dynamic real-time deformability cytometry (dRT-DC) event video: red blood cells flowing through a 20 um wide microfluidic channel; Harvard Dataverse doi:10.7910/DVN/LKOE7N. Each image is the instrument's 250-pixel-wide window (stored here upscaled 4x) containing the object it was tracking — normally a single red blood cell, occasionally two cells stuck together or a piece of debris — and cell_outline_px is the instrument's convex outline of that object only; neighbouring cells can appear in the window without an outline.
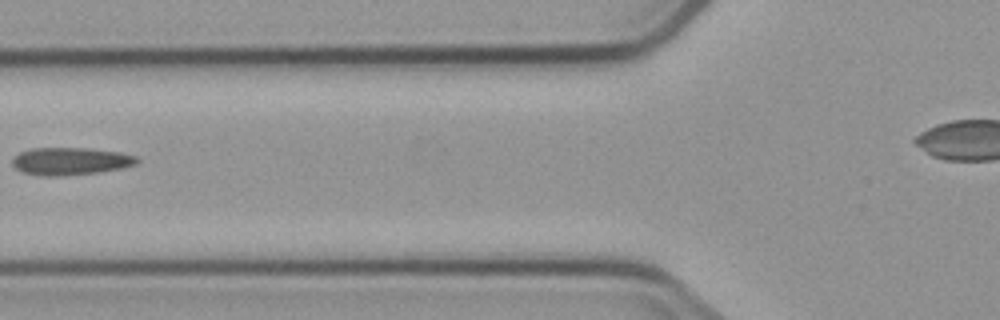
{"species": "common noctule bat (a hibernating species)", "species_latin": "Nyctalus noctula", "temperature_condition": "cold", "stored_images_in_passage": 4, "segment_of_instrument_passage": [1, 2], "camera_frame_rate_fps": 3000, "um_per_image_px": 0.085, "animal": {"sex": "male", "body_mass_g": 23.1, "forearm_length_mm": 52.7}, "frame": {"image": 1, "passage_image": 2, "time_ms": 1.333, "image_size_px": [1000, 320], "cell_outline_px": [[140, 160], [136, 164], [120, 168], [100, 172], [60, 176], [40, 176], [20, 172], [12, 164], [12, 160], [20, 152], [32, 148], [88, 148], [120, 152], [136, 156]], "centroid_in_image_um": [5.98, 13.7], "position_along_channel_um": 119.8, "area_um2": 20.06}}
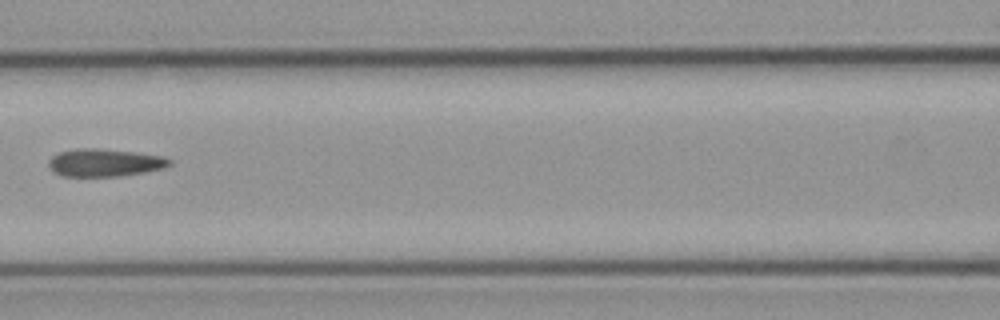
{"frame": {"image": 2, "passage_image": 3, "time_ms": 2.333, "image_size_px": [1000, 320], "cell_outline_px": [[172, 164], [164, 168], [144, 172], [120, 176], [60, 176], [52, 172], [48, 164], [48, 160], [52, 156], [60, 152], [80, 148], [96, 148], [132, 152], [160, 156], [172, 160]], "centroid_in_image_um": [8.86, 13.84], "position_along_channel_um": 157.7, "area_um2": 19.42}}